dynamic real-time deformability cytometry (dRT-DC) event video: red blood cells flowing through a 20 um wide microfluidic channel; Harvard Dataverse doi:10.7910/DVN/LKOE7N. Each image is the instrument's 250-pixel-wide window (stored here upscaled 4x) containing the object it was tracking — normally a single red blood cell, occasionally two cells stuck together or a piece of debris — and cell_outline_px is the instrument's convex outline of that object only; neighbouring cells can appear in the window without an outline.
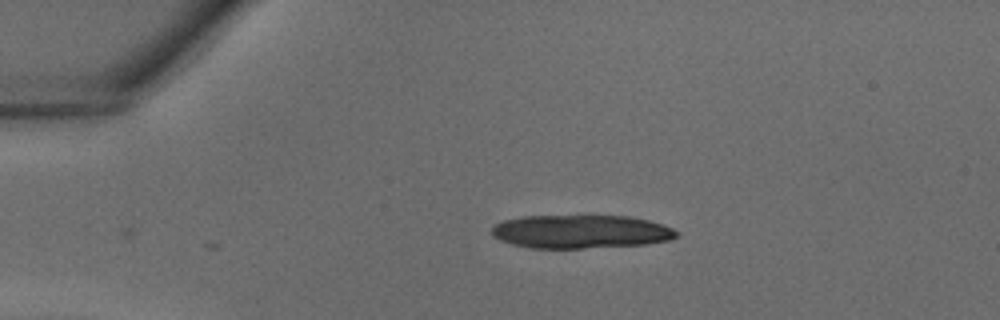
{"species": "common noctule bat (a hibernating species)", "species_latin": "Nyctalus noctula", "temperature_condition": "warm", "stored_images_in_passage": 24, "camera_frame_rate_fps": 3000, "um_per_image_px": 0.085, "animal": {"sex": "male", "body_mass_g": 18.8}, "frame": {"image": 1, "passage_image": 1, "time_ms": 0.0, "image_size_px": [1000, 320], "cell_outline_px": [[680, 236], [668, 240], [644, 244], [580, 248], [532, 248], [512, 244], [500, 240], [492, 236], [492, 228], [496, 224], [504, 220], [524, 216], [628, 216], [648, 220], [664, 224], [672, 228]], "centroid_in_image_um": [49.36, 19.68], "position_along_channel_um": 35.6, "area_um2": 35.84}}
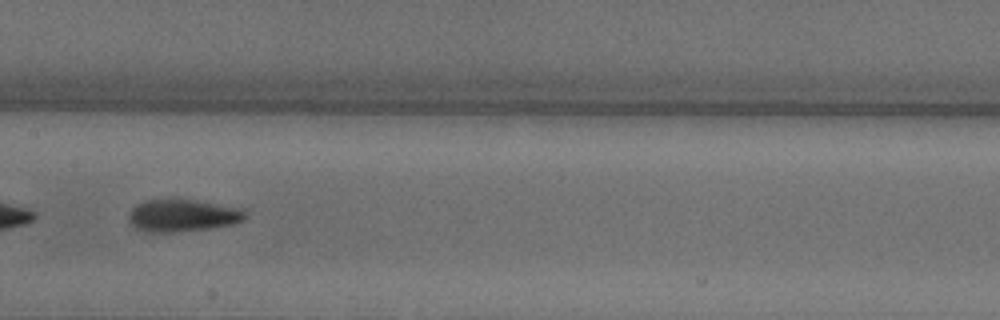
{"frame": {"image": 2, "passage_image": 13, "time_ms": 4.0, "image_size_px": [1000, 320], "cell_outline_px": [[248, 216], [244, 220], [232, 224], [212, 228], [176, 232], [148, 232], [136, 228], [128, 220], [128, 212], [136, 204], [148, 200], [196, 200], [248, 208]], "centroid_in_image_um": [15.6, 18.31], "position_along_channel_um": 191.8, "area_um2": 22.31}}
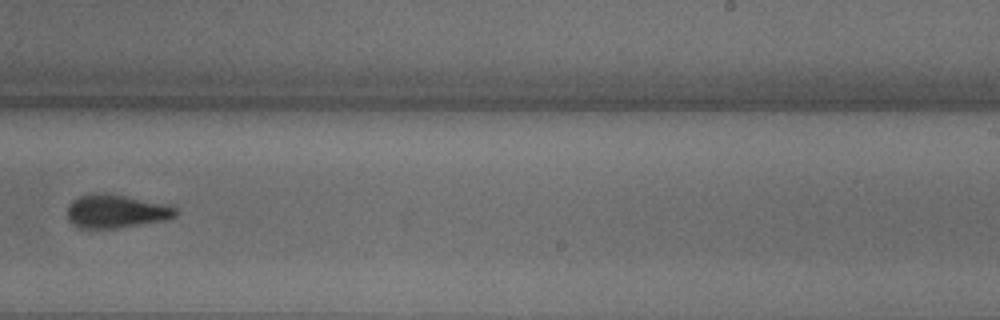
{"frame": {"image": 3, "passage_image": 18, "time_ms": 5.667, "image_size_px": [1000, 320], "cell_outline_px": [[176, 216], [168, 220], [116, 228], [80, 228], [68, 220], [68, 204], [72, 200], [80, 196], [92, 192], [104, 192], [168, 204], [176, 208]], "centroid_in_image_um": [9.87, 17.94], "position_along_channel_um": 279.1, "area_um2": 21.27}}